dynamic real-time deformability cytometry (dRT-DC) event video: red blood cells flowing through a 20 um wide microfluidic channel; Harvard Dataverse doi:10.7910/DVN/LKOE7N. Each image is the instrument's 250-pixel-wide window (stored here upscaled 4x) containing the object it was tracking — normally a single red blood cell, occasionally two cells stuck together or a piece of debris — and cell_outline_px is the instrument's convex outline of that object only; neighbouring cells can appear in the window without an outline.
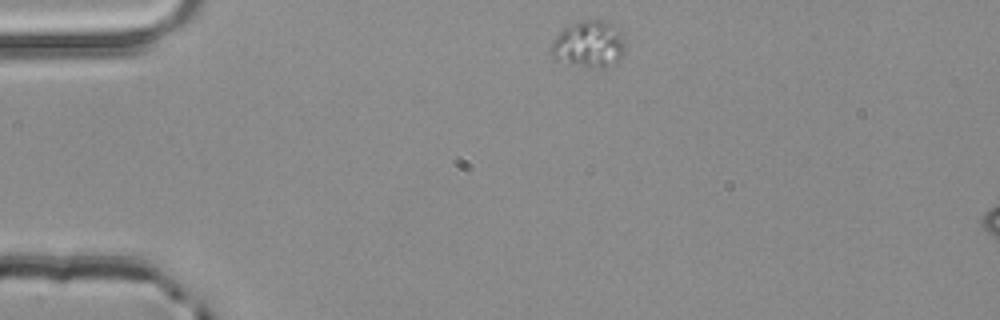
{"species": "common noctule bat (a hibernating species)", "species_latin": "Nyctalus noctula", "temperature_condition": "room temperature", "stored_images_in_passage": 3, "segment_of_instrument_passage": [1, 2], "camera_frame_rate_fps": 3000, "um_per_image_px": 0.085, "animal": {"sex": "male", "body_mass_g": 20.4}, "frame": {"image": 1, "passage_image": 1, "time_ms": 0.0, "image_size_px": [1000, 320], "cell_outline_px": [[624, 52], [620, 60], [616, 64], [604, 68], [600, 68], [572, 64], [552, 60], [548, 52], [552, 40], [568, 24], [584, 20], [604, 20], [612, 24], [620, 36], [624, 44]], "centroid_in_image_um": [49.98, 3.79], "position_along_channel_um": 35.0, "area_um2": 20.4}}